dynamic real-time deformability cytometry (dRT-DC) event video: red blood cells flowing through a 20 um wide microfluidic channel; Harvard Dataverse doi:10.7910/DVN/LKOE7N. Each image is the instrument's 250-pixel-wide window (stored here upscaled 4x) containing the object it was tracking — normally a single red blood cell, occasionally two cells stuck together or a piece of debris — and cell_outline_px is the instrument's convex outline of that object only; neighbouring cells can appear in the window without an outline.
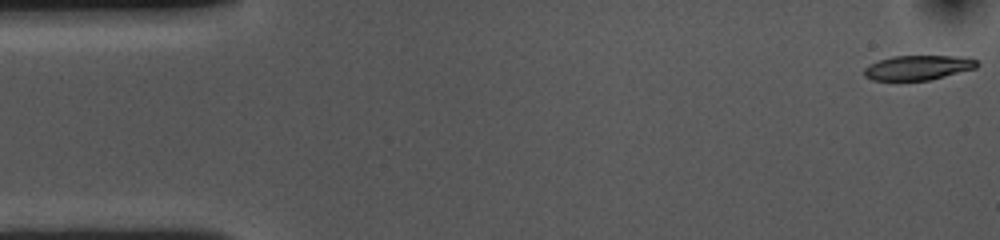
{"species": "common noctule bat (a hibernating species)", "species_latin": "Nyctalus noctula", "temperature_condition": "cold", "stored_images_in_passage": 54, "camera_frame_rate_fps": 3000, "um_per_image_px": 0.085, "animal": {"sex": "female", "body_mass_g": 10.0, "forearm_length_mm": 53.1}, "frame": {"image": 1, "passage_image": 1, "time_ms": 0.0, "image_size_px": [1000, 240], "cell_outline_px": [[980, 64], [976, 68], [928, 80], [872, 80], [864, 76], [864, 68], [868, 64], [892, 56], [960, 56], [976, 60]], "centroid_in_image_um": [78.01, 5.74], "position_along_channel_um": 7.0, "area_um2": 16.13}}
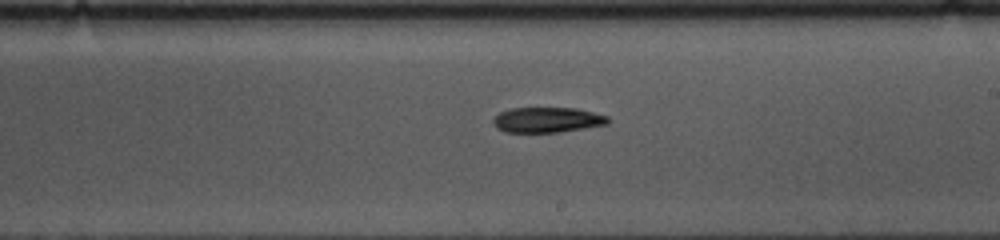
{"frame": {"image": 2, "passage_image": 30, "time_ms": 9.667, "image_size_px": [1000, 240], "cell_outline_px": [[608, 124], [560, 132], [504, 132], [496, 128], [492, 120], [500, 112], [512, 108], [576, 108], [608, 116]], "centroid_in_image_um": [46.5, 10.19], "position_along_channel_um": 242.5, "area_um2": 16.82}}
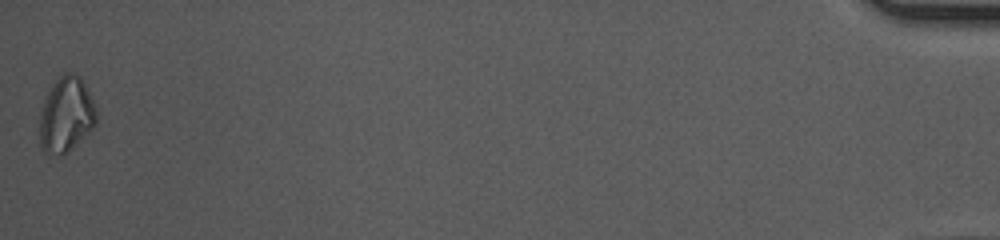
{"frame": {"image": 3, "passage_image": 54, "time_ms": 17.667, "image_size_px": [1000, 240], "cell_outline_px": [[96, 120], [92, 128], [60, 156], [44, 152], [40, 148], [40, 116], [44, 100], [48, 92], [56, 80], [64, 72], [76, 72], [80, 76], [96, 108]], "centroid_in_image_um": [5.6, 9.72], "position_along_channel_um": 429.6, "area_um2": 24.28}, "authors_computed_cell_mechanics": {"area_um2": 17.8313, "velocity_mm_per_s": 3.6132, "shape_relaxation_time_tau1_ms": 5.7287, "shape_relaxation_time_tau2_ms": null, "deformation_change_tau1": 0.1336, "deformation_change_tau2": null}}